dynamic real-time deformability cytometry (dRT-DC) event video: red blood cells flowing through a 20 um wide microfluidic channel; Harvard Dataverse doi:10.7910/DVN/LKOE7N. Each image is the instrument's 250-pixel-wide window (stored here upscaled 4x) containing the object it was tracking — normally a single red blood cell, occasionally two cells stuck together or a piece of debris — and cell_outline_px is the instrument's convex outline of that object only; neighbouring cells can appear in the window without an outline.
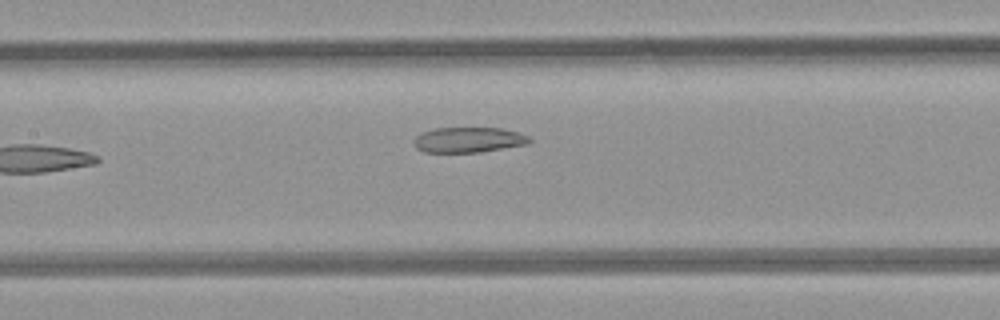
{"species": "common noctule bat (a hibernating species)", "species_latin": "Nyctalus noctula", "temperature_condition": "room temperature", "stored_images_in_passage": 8, "segment_of_instrument_passage": [1, 2], "camera_frame_rate_fps": 3000, "um_per_image_px": 0.085, "animal": {"sex": "female", "body_mass_g": 21.9}, "frame": {"image": 1, "passage_image": 7, "time_ms": 7.0, "image_size_px": [1000, 320], "cell_outline_px": [[532, 140], [528, 144], [480, 152], [424, 152], [416, 148], [412, 144], [412, 140], [420, 132], [436, 128], [500, 128], [520, 132], [528, 136]], "centroid_in_image_um": [39.79, 11.88], "position_along_channel_um": 167.6, "area_um2": 17.22}}